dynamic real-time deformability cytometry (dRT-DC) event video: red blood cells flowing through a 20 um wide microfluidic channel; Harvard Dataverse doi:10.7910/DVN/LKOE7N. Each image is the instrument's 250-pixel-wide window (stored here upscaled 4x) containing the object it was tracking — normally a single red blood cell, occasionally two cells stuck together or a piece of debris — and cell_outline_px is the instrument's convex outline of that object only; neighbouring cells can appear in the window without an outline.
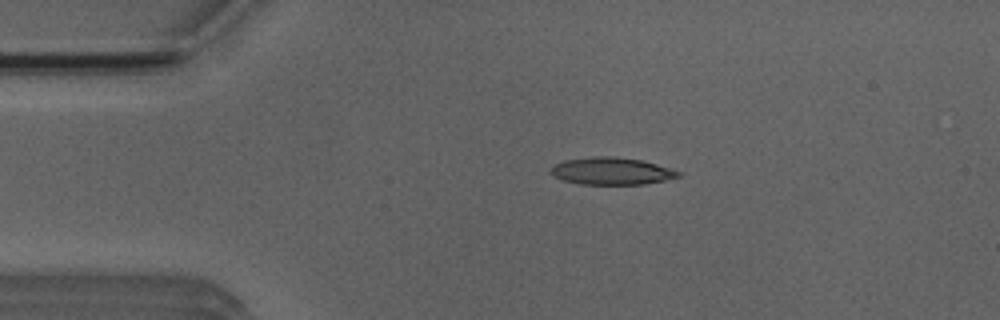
{"species": "Egyptian fruit bat (a non-hibernating species)", "species_latin": "Rousettus aegyptiacus", "temperature_condition": "room temperature", "stored_images_in_passage": 4, "camera_frame_rate_fps": 3000, "um_per_image_px": 0.085, "animal": {"sex": "male"}, "frame": {"image": 1, "passage_image": 3, "time_ms": 2.333, "image_size_px": [1000, 320], "cell_outline_px": [[684, 172], [680, 176], [664, 180], [644, 184], [580, 184], [564, 180], [552, 176], [548, 172], [556, 164], [564, 160], [596, 156], [612, 156], [640, 160], [656, 164]], "centroid_in_image_um": [51.98, 14.54], "position_along_channel_um": 33.0, "area_um2": 20.17}}